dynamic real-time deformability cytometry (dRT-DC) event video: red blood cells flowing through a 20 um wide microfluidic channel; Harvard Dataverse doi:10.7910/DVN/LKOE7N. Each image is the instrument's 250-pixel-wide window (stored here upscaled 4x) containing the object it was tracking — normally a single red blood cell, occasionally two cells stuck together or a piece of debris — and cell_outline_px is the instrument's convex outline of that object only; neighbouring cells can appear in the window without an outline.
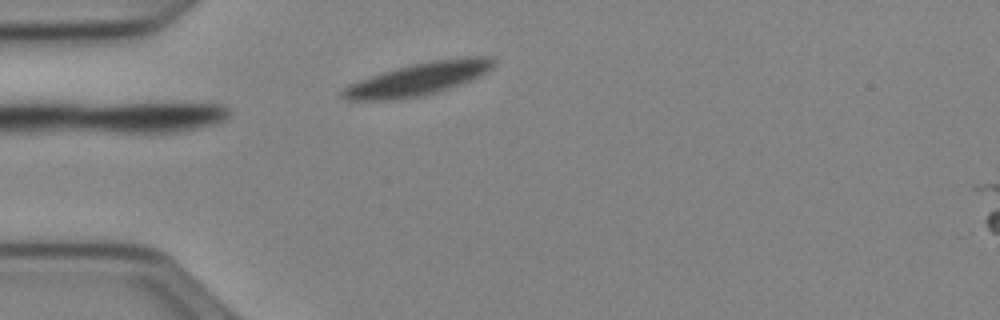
{"species": "Egyptian fruit bat (a non-hibernating species)", "species_latin": "Rousettus aegyptiacus", "temperature_condition": "cold", "stored_images_in_passage": 35, "camera_frame_rate_fps": 3000, "um_per_image_px": 0.085, "animal": {"sex": "female"}, "frame": {"image": 1, "passage_image": 1, "time_ms": 0.0, "image_size_px": [1000, 320], "cell_outline_px": [[496, 64], [488, 72], [480, 76], [448, 88], [436, 92], [420, 96], [396, 100], [348, 100], [340, 96], [340, 92], [348, 84], [384, 72], [412, 64], [432, 60], [464, 56], [492, 56], [496, 60]], "centroid_in_image_um": [35.6, 6.7], "position_along_channel_um": 49.4, "area_um2": 28.67}}
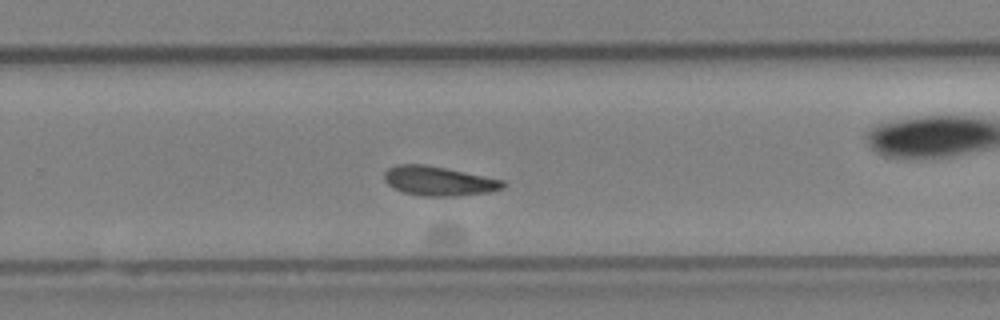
{"frame": {"image": 2, "passage_image": 16, "time_ms": 5.0, "image_size_px": [1000, 320], "cell_outline_px": [[508, 184], [504, 188], [488, 192], [456, 196], [420, 196], [404, 192], [392, 188], [384, 180], [384, 172], [388, 168], [396, 164], [424, 164], [504, 180]], "centroid_in_image_um": [37.27, 15.39], "position_along_channel_um": 292.5, "area_um2": 20.35}, "authors_computed_cell_mechanics": {"area_um2": 20.0566, "velocity_mm_per_s": 3.8173, "shape_relaxation_time_tau1_ms": 0.2281, "shape_relaxation_time_tau2_ms": 1.9504, "deformation_change_tau1": 0.1451, "deformation_change_tau2": 0.1009}}